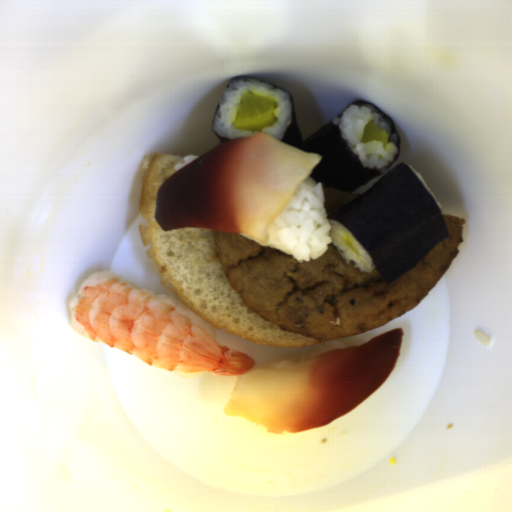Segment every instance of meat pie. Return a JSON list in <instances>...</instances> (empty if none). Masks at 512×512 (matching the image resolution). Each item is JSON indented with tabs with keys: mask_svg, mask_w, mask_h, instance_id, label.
Masks as SVG:
<instances>
[{
	"mask_svg": "<svg viewBox=\"0 0 512 512\" xmlns=\"http://www.w3.org/2000/svg\"><path fill=\"white\" fill-rule=\"evenodd\" d=\"M449 237L388 284L374 267L347 264L332 243L318 259L297 262L275 247L216 230L220 265L249 310L281 331L322 344L381 327L416 308L446 274L464 241V217L441 213Z\"/></svg>",
	"mask_w": 512,
	"mask_h": 512,
	"instance_id": "b5893723",
	"label": "meat pie"
},
{
	"mask_svg": "<svg viewBox=\"0 0 512 512\" xmlns=\"http://www.w3.org/2000/svg\"><path fill=\"white\" fill-rule=\"evenodd\" d=\"M359 195L323 186L324 210L327 218Z\"/></svg>",
	"mask_w": 512,
	"mask_h": 512,
	"instance_id": "c0bc52ac",
	"label": "meat pie"
}]
</instances>
